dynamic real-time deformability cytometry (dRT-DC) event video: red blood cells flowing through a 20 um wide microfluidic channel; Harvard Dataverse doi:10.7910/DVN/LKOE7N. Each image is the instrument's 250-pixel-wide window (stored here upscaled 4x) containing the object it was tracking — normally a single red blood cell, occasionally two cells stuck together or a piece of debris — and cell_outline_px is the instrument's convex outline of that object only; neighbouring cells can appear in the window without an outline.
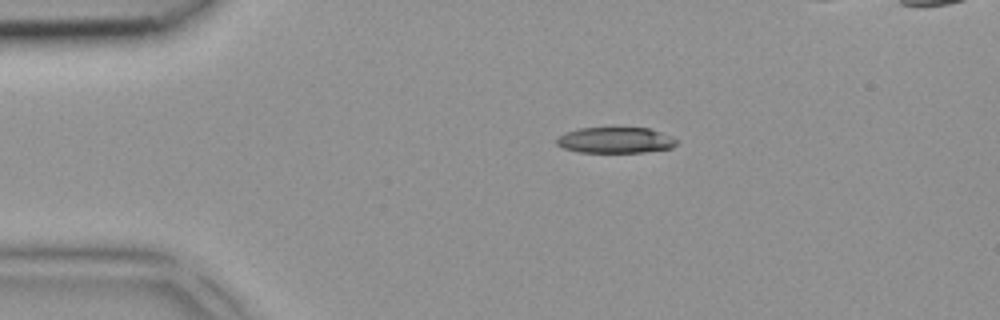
{"species": "common noctule bat (a hibernating species)", "species_latin": "Nyctalus noctula", "temperature_condition": "room temperature", "stored_images_in_passage": 2, "camera_frame_rate_fps": 3000, "um_per_image_px": 0.085, "animal": {"sex": "female", "body_mass_g": 18.4}, "frame": {"image": 1, "passage_image": 1, "time_ms": 0.0, "image_size_px": [1000, 320], "cell_outline_px": [[676, 144], [672, 148], [644, 152], [580, 152], [564, 148], [556, 144], [556, 140], [564, 132], [580, 128], [648, 128], [672, 136], [676, 140]], "centroid_in_image_um": [52.3, 11.91], "position_along_channel_um": 32.7, "area_um2": 17.98}}